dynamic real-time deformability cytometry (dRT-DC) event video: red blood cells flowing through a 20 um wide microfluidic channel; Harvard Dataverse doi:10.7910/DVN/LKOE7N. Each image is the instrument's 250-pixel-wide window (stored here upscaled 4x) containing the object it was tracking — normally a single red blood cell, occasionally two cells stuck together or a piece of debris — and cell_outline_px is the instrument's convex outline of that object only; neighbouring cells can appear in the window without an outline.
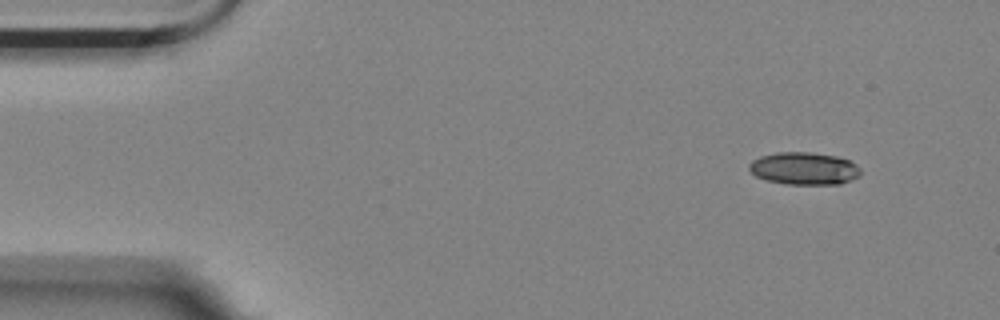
{"species": "Egyptian fruit bat (a non-hibernating species)", "species_latin": "Rousettus aegyptiacus", "temperature_condition": "room temperature", "stored_images_in_passage": 5, "camera_frame_rate_fps": 3000, "um_per_image_px": 0.085, "animal": {"sex": "female"}, "frame": {"image": 1, "passage_image": 1, "time_ms": 0.0, "image_size_px": [1000, 320], "cell_outline_px": [[860, 176], [840, 184], [788, 184], [768, 180], [756, 176], [748, 168], [748, 164], [752, 160], [760, 156], [776, 152], [808, 152], [836, 156], [848, 160], [860, 168]], "centroid_in_image_um": [68.33, 14.31], "position_along_channel_um": 16.7, "area_um2": 20.98}}
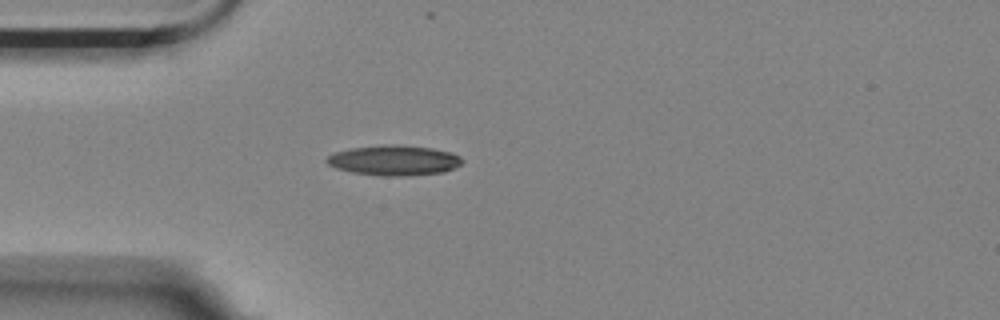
{"frame": {"image": 2, "passage_image": 3, "time_ms": 0.667, "image_size_px": [1000, 320], "cell_outline_px": [[464, 160], [460, 164], [444, 172], [408, 176], [388, 176], [352, 172], [336, 168], [328, 164], [324, 160], [328, 156], [336, 152], [352, 148], [388, 144], [396, 144], [432, 148], [452, 152], [460, 156]], "centroid_in_image_um": [33.52, 13.62], "position_along_channel_um": 51.5, "area_um2": 23.76}}
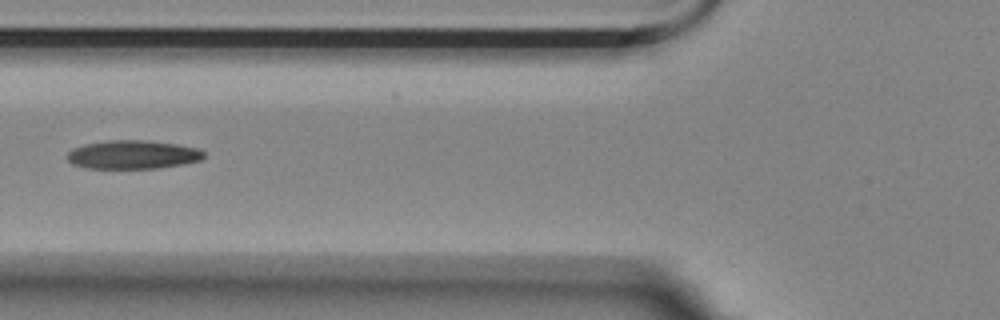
{"frame": {"image": 3, "passage_image": 5, "time_ms": 1.333, "image_size_px": [1000, 320], "cell_outline_px": [[204, 156], [200, 160], [184, 164], [160, 168], [88, 168], [72, 164], [68, 160], [68, 152], [72, 148], [84, 144], [108, 140], [140, 140], [176, 144], [196, 148], [204, 152]], "centroid_in_image_um": [11.27, 13.14], "position_along_channel_um": 114.5, "area_um2": 22.66}}